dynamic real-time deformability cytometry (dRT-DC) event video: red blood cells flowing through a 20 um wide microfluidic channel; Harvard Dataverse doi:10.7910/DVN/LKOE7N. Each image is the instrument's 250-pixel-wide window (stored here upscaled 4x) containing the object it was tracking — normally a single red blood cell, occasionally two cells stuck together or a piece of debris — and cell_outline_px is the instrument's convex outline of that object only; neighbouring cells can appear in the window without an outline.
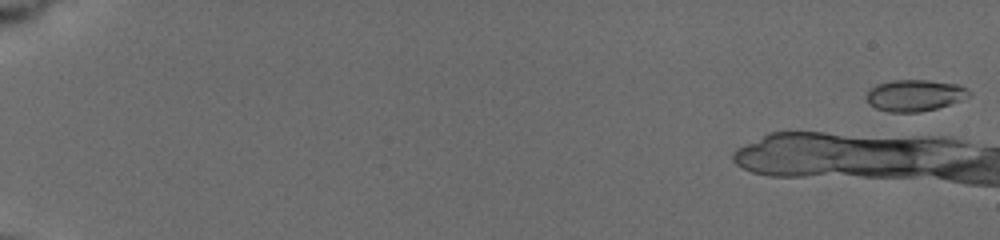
{"species": "common noctule bat (a hibernating species)", "species_latin": "Nyctalus noctula", "temperature_condition": "cold", "stored_images_in_passage": 8, "camera_frame_rate_fps": 3000, "um_per_image_px": 0.085, "animal": {"sex": "female", "body_mass_g": 19.5, "forearm_length_mm": 54.1}, "frame": {"image": 1, "passage_image": 1, "time_ms": 0.0, "image_size_px": [1000, 240], "cell_outline_px": [[972, 96], [936, 108], [920, 112], [888, 112], [876, 108], [868, 104], [864, 96], [868, 88], [876, 84], [892, 80], [928, 80], [960, 84], [972, 92]], "centroid_in_image_um": [77.72, 8.09], "position_along_channel_um": 7.3, "area_um2": 19.19}}